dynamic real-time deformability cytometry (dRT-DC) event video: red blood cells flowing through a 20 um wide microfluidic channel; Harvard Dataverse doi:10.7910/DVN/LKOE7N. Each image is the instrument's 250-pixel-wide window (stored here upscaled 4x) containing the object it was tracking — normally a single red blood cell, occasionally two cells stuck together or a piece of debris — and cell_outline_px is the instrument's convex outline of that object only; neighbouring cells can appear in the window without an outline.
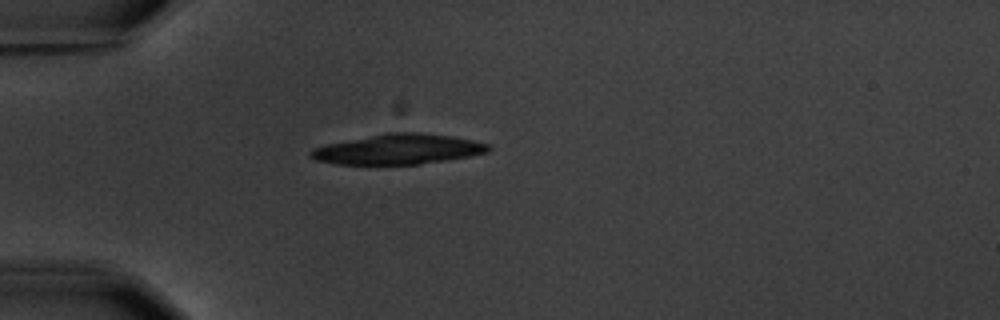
{"species": "common noctule bat (a hibernating species)", "species_latin": "Nyctalus noctula", "temperature_condition": "warm", "stored_images_in_passage": 1, "camera_frame_rate_fps": 3000, "um_per_image_px": 0.085, "animal": {"sex": "male", "body_mass_g": 20.1, "forearm_length_mm": 53.5}, "frame": {"image": 1, "passage_image": 1, "time_ms": 0.0, "image_size_px": [1000, 320], "cell_outline_px": [[492, 148], [488, 152], [468, 156], [420, 164], [336, 164], [316, 160], [308, 156], [308, 152], [312, 148], [328, 144], [388, 132], [420, 132], [452, 136], [472, 140], [488, 144]], "centroid_in_image_um": [33.83, 12.68], "position_along_channel_um": 51.2, "area_um2": 31.04}}